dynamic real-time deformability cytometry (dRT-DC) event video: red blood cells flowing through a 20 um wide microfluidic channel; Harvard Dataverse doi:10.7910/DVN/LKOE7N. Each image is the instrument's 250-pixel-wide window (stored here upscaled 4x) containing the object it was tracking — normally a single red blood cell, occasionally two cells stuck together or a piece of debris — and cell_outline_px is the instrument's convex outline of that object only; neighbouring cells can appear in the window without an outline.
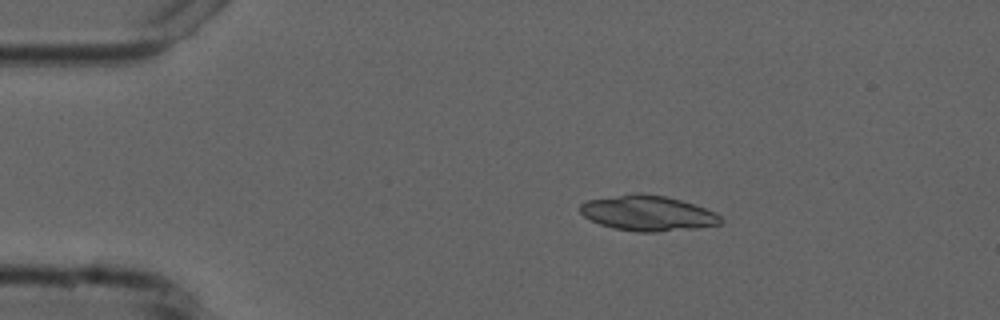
{"species": "common noctule bat (a hibernating species)", "species_latin": "Nyctalus noctula", "temperature_condition": "cold", "stored_images_in_passage": 9, "camera_frame_rate_fps": 3000, "um_per_image_px": 0.085, "animal": {"sex": "male", "forearm_length_mm": 52.5}, "frame": {"image": 1, "passage_image": 2, "time_ms": 1.333, "image_size_px": [1000, 320], "cell_outline_px": [[724, 220], [720, 224], [696, 228], [656, 232], [636, 232], [612, 228], [600, 224], [584, 216], [580, 212], [580, 204], [588, 200], [632, 192], [640, 192], [664, 196], [680, 200], [716, 212]], "centroid_in_image_um": [55.05, 18.12], "position_along_channel_um": 30.0, "area_um2": 29.02}}